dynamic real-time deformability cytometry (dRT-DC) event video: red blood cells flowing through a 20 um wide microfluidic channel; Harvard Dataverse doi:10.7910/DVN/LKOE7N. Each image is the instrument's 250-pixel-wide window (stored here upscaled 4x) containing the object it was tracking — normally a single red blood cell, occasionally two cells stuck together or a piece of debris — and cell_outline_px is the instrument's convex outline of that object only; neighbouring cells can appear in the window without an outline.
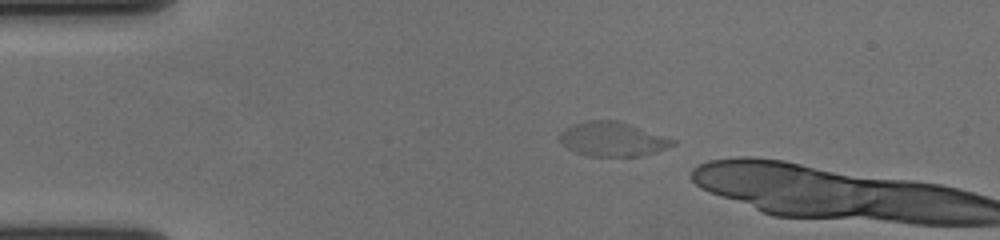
{"species": "human", "species_latin": "Homo sapiens", "temperature_condition": "cold", "stored_images_in_passage": 4, "camera_frame_rate_fps": 3000, "um_per_image_px": 0.085, "donor": {"sex": "female"}, "frame": {"image": 1, "passage_image": 1, "time_ms": 0.0, "image_size_px": [1000, 240], "cell_outline_px": [[676, 144], [656, 152], [636, 156], [588, 156], [576, 152], [568, 148], [556, 136], [564, 128], [572, 124], [588, 120], [616, 120], [676, 140]], "centroid_in_image_um": [52.02, 11.82], "position_along_channel_um": 33.0, "area_um2": 22.43}}